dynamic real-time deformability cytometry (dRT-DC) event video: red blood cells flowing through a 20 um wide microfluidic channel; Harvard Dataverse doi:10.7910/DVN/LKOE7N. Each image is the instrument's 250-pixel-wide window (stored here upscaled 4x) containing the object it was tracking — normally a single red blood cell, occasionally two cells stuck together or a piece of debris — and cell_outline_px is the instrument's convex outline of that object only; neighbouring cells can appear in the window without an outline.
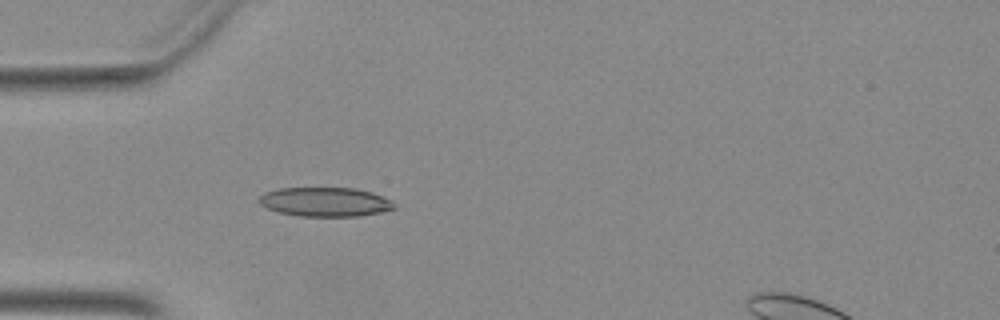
{"species": "Egyptian fruit bat (a non-hibernating species)", "species_latin": "Rousettus aegyptiacus", "temperature_condition": "warm", "stored_images_in_passage": 41, "camera_frame_rate_fps": 3000, "um_per_image_px": 0.085, "animal": {"sex": "female"}, "frame": {"image": 1, "passage_image": 6, "time_ms": 1.667, "image_size_px": [1000, 320], "cell_outline_px": [[396, 208], [380, 212], [360, 216], [300, 216], [280, 212], [268, 208], [260, 204], [256, 200], [264, 192], [280, 188], [356, 188], [372, 192], [392, 200], [396, 204]], "centroid_in_image_um": [27.66, 17.15], "position_along_channel_um": 57.3, "area_um2": 23.06}}
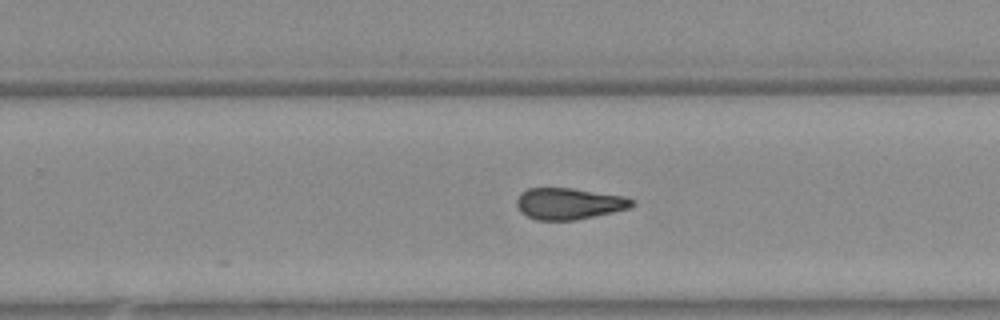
{"frame": {"image": 2, "passage_image": 23, "time_ms": 7.333, "image_size_px": [1000, 320], "cell_outline_px": [[636, 204], [628, 208], [612, 212], [576, 220], [536, 220], [520, 212], [516, 204], [516, 200], [520, 192], [528, 188], [572, 188], [624, 196], [632, 200]], "centroid_in_image_um": [48.32, 17.3], "position_along_channel_um": 281.5, "area_um2": 21.1}}
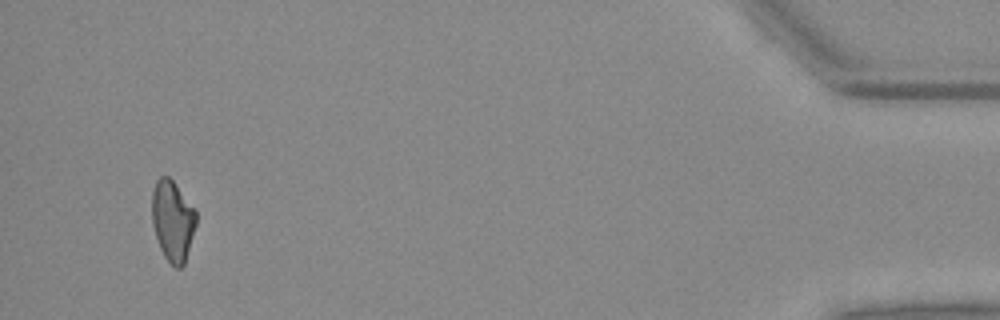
{"frame": {"image": 3, "passage_image": 39, "time_ms": 12.667, "image_size_px": [1000, 320], "cell_outline_px": [[196, 224], [184, 264], [180, 268], [176, 268], [164, 256], [160, 248], [152, 224], [152, 192], [156, 180], [160, 176], [168, 176], [172, 180], [196, 212]], "centroid_in_image_um": [14.65, 18.76], "position_along_channel_um": 420.5, "area_um2": 20.4}}